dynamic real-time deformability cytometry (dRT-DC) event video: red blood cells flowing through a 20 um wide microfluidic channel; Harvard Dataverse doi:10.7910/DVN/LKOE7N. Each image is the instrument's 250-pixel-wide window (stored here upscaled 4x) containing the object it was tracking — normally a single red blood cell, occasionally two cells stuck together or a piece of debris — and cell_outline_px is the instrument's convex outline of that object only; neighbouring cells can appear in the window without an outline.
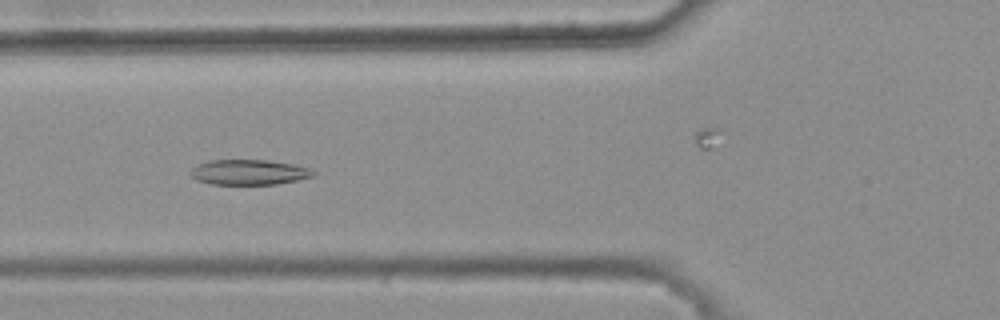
{"species": "common noctule bat (a hibernating species)", "species_latin": "Nyctalus noctula", "temperature_condition": "warm", "stored_images_in_passage": 48, "camera_frame_rate_fps": 3000, "um_per_image_px": 0.085, "animal": {"sex": "female", "body_mass_g": 25.1}, "frame": {"image": 1, "passage_image": 21, "time_ms": 6.667, "image_size_px": [1000, 320], "cell_outline_px": [[316, 172], [312, 176], [300, 180], [276, 184], [212, 184], [196, 180], [188, 172], [192, 168], [208, 160], [268, 160], [292, 164], [312, 168]], "centroid_in_image_um": [21.18, 14.64], "position_along_channel_um": 104.6, "area_um2": 18.09}}
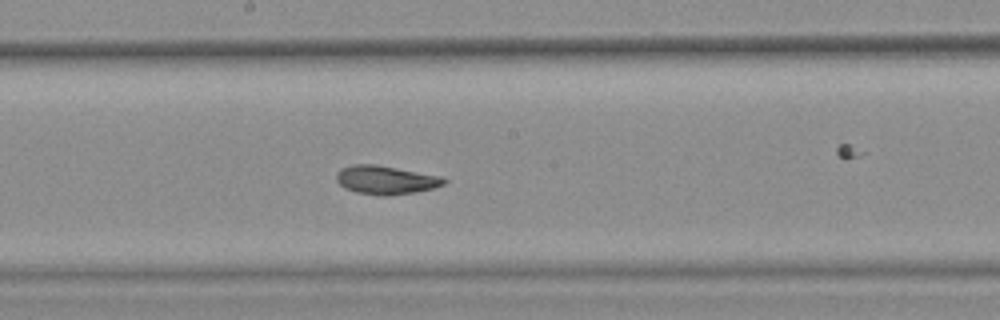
{"frame": {"image": 2, "passage_image": 30, "time_ms": 9.667, "image_size_px": [1000, 320], "cell_outline_px": [[448, 180], [444, 184], [432, 188], [416, 192], [388, 196], [380, 196], [356, 192], [344, 188], [336, 180], [336, 172], [340, 168], [352, 164], [376, 164], [444, 176]], "centroid_in_image_um": [32.79, 15.29], "position_along_channel_um": 215.4, "area_um2": 18.26}}
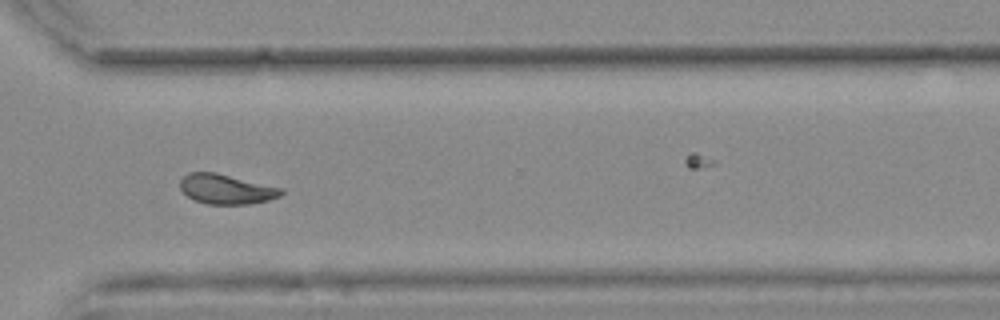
{"frame": {"image": 3, "passage_image": 41, "time_ms": 13.333, "image_size_px": [1000, 320], "cell_outline_px": [[284, 192], [280, 196], [268, 200], [248, 204], [208, 204], [196, 200], [188, 196], [180, 188], [180, 180], [188, 172], [216, 172], [284, 188]], "centroid_in_image_um": [19.26, 16.06], "position_along_channel_um": 351.3, "area_um2": 17.57}, "authors_computed_cell_mechanics": {"area_um2": 18.2648, "velocity_mm_per_s": 3.6922, "shape_relaxation_time_tau1_ms": null, "shape_relaxation_time_tau2_ms": 2.3501, "deformation_change_tau1": null, "deformation_change_tau2": 0.0697}}